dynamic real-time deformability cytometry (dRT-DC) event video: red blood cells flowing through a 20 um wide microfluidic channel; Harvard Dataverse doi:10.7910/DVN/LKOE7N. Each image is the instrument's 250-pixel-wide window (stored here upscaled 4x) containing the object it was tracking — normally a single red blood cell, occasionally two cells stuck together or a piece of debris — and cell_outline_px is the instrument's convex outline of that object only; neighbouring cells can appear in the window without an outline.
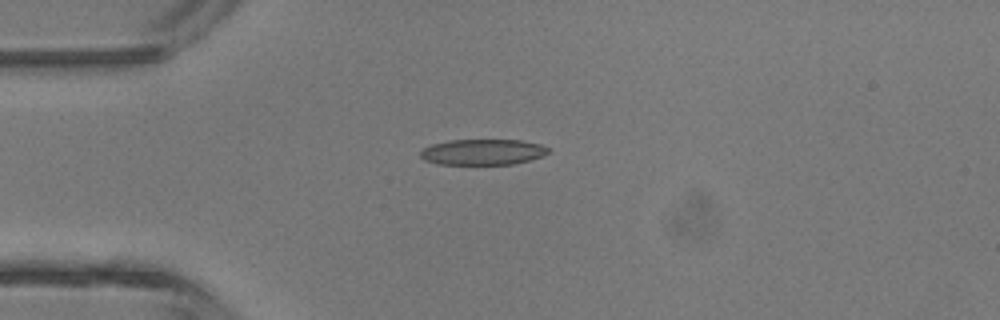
{"species": "common noctule bat (a hibernating species)", "species_latin": "Nyctalus noctula", "temperature_condition": "room temperature", "stored_images_in_passage": 4, "camera_frame_rate_fps": 3000, "um_per_image_px": 0.085, "animal": {"sex": "male", "body_mass_g": 13.3}, "frame": {"image": 1, "passage_image": 3, "time_ms": 2.333, "image_size_px": [1000, 320], "cell_outline_px": [[552, 152], [544, 156], [512, 164], [436, 164], [424, 160], [420, 156], [420, 152], [424, 148], [432, 144], [448, 140], [520, 140], [540, 144], [548, 148]], "centroid_in_image_um": [41.04, 12.92], "position_along_channel_um": 44.0, "area_um2": 19.25}}